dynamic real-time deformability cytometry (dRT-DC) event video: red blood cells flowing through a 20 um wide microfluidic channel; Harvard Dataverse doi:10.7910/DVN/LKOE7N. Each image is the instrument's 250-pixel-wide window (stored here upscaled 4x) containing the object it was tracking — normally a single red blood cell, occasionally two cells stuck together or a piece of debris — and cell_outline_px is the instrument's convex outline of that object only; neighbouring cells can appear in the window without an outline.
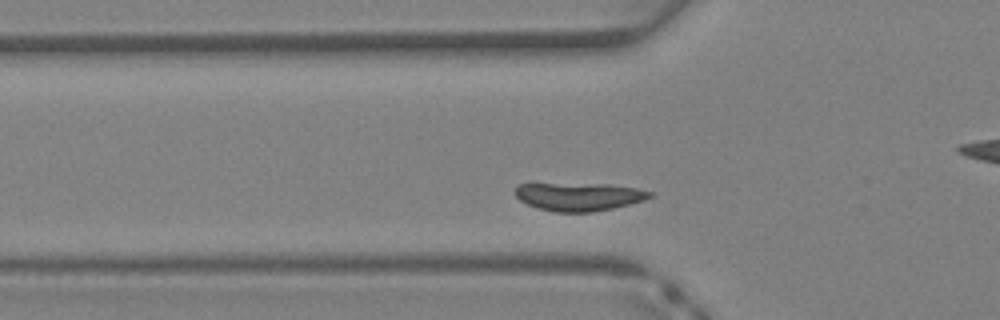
{"species": "Egyptian fruit bat (a non-hibernating species)", "species_latin": "Rousettus aegyptiacus", "temperature_condition": "warm", "stored_images_in_passage": 32, "camera_frame_rate_fps": 3000, "um_per_image_px": 0.085, "animal": {"sex": "female"}, "frame": {"image": 1, "passage_image": 12, "time_ms": 3.667, "image_size_px": [1000, 320], "cell_outline_px": [[652, 196], [644, 200], [612, 208], [592, 212], [552, 212], [528, 204], [520, 200], [512, 192], [516, 184], [532, 180], [608, 184], [636, 188], [652, 192]], "centroid_in_image_um": [49.04, 16.64], "position_along_channel_um": 76.8, "area_um2": 23.29}}
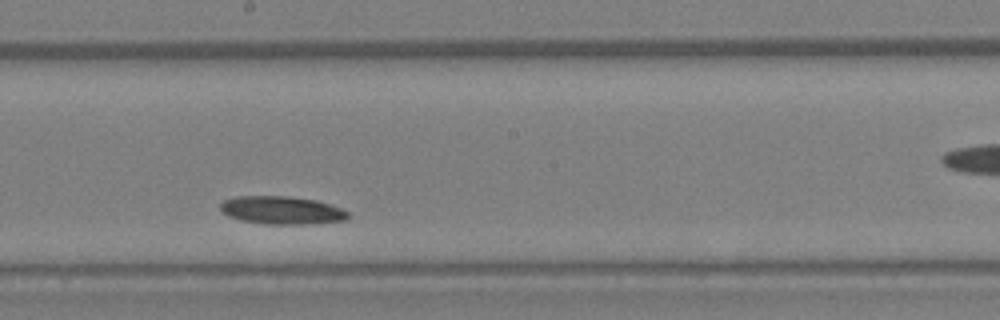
{"frame": {"image": 2, "passage_image": 21, "time_ms": 6.667, "image_size_px": [1000, 320], "cell_outline_px": [[352, 216], [344, 220], [312, 224], [264, 224], [244, 220], [228, 216], [220, 212], [220, 204], [224, 200], [236, 196], [288, 196], [316, 200], [340, 208], [348, 212]], "centroid_in_image_um": [23.94, 17.87], "position_along_channel_um": 224.3, "area_um2": 20.87}}
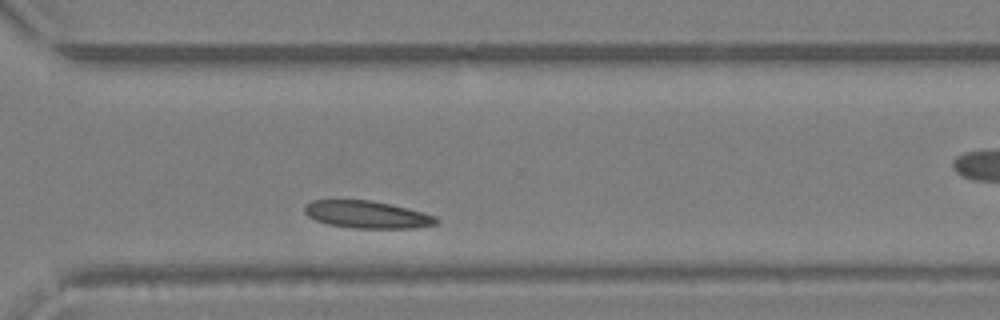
{"frame": {"image": 3, "passage_image": 28, "time_ms": 9.0, "image_size_px": [1000, 320], "cell_outline_px": [[440, 220], [436, 224], [412, 228], [352, 228], [328, 224], [316, 220], [308, 216], [304, 212], [304, 204], [312, 200], [372, 200], [408, 208], [424, 212], [436, 216]], "centroid_in_image_um": [31.2, 18.23], "position_along_channel_um": 339.4, "area_um2": 21.1}}